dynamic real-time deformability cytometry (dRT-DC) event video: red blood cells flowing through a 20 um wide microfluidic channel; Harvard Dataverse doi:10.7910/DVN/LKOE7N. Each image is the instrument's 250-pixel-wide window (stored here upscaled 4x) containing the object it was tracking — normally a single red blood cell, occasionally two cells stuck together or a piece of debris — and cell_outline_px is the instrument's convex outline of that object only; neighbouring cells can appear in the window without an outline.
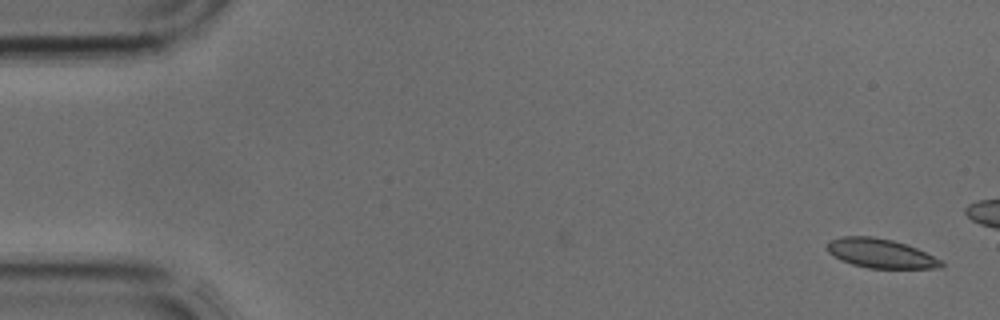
{"species": "common noctule bat (a hibernating species)", "species_latin": "Nyctalus noctula", "temperature_condition": "cold", "stored_images_in_passage": 11, "camera_frame_rate_fps": 3000, "um_per_image_px": 0.085, "animal": {"sex": "male", "body_mass_g": 17.9, "forearm_length_mm": 54.2}, "frame": {"image": 1, "passage_image": 1, "time_ms": 0.0, "image_size_px": [1000, 320], "cell_outline_px": [[944, 264], [940, 268], [868, 268], [852, 264], [840, 260], [828, 252], [828, 240], [844, 236], [872, 236], [892, 240], [916, 248], [940, 260]], "centroid_in_image_um": [74.81, 21.53], "position_along_channel_um": 10.2, "area_um2": 19.19}}